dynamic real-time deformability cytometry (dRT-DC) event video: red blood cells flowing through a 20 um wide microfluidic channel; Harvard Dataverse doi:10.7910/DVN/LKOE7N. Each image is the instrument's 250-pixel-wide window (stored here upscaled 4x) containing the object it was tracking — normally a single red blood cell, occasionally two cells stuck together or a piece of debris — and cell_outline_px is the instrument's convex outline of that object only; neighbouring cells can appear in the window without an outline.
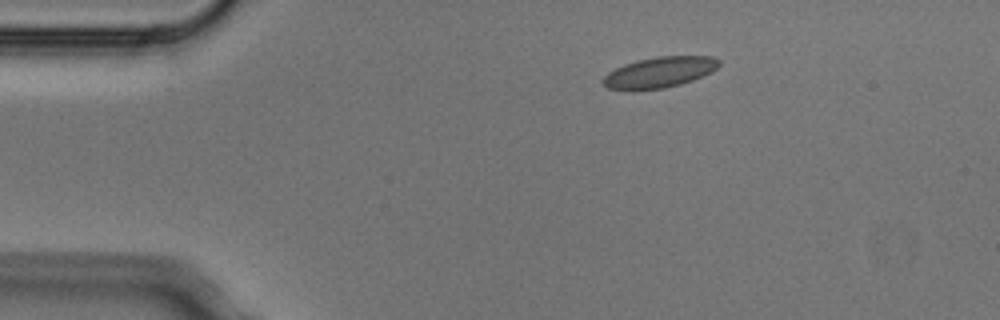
{"species": "Egyptian fruit bat (a non-hibernating species)", "species_latin": "Rousettus aegyptiacus", "temperature_condition": "cold", "stored_images_in_passage": 3, "camera_frame_rate_fps": 3000, "um_per_image_px": 0.085, "animal": {"sex": "male"}, "frame": {"image": 1, "passage_image": 1, "time_ms": 0.0, "image_size_px": [1000, 320], "cell_outline_px": [[720, 64], [712, 72], [692, 80], [680, 84], [664, 88], [632, 92], [624, 92], [608, 88], [600, 80], [608, 72], [624, 64], [636, 60], [656, 56], [712, 56], [720, 60]], "centroid_in_image_um": [55.99, 6.17], "position_along_channel_um": 29.0, "area_um2": 21.33}}